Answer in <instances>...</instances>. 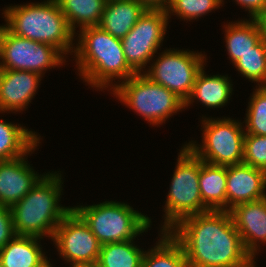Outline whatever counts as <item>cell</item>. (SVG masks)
Returning <instances> with one entry per match:
<instances>
[{
    "label": "cell",
    "instance_id": "20",
    "mask_svg": "<svg viewBox=\"0 0 266 267\" xmlns=\"http://www.w3.org/2000/svg\"><path fill=\"white\" fill-rule=\"evenodd\" d=\"M199 187L202 203L210 211H226L227 166L202 160Z\"/></svg>",
    "mask_w": 266,
    "mask_h": 267
},
{
    "label": "cell",
    "instance_id": "21",
    "mask_svg": "<svg viewBox=\"0 0 266 267\" xmlns=\"http://www.w3.org/2000/svg\"><path fill=\"white\" fill-rule=\"evenodd\" d=\"M40 137L21 125L0 121V161L20 158L34 151ZM38 143V144H37Z\"/></svg>",
    "mask_w": 266,
    "mask_h": 267
},
{
    "label": "cell",
    "instance_id": "28",
    "mask_svg": "<svg viewBox=\"0 0 266 267\" xmlns=\"http://www.w3.org/2000/svg\"><path fill=\"white\" fill-rule=\"evenodd\" d=\"M223 0H171L166 9L167 15H178L184 20H193L221 6Z\"/></svg>",
    "mask_w": 266,
    "mask_h": 267
},
{
    "label": "cell",
    "instance_id": "23",
    "mask_svg": "<svg viewBox=\"0 0 266 267\" xmlns=\"http://www.w3.org/2000/svg\"><path fill=\"white\" fill-rule=\"evenodd\" d=\"M225 33L226 48L233 64L261 41L254 19L229 23L225 26Z\"/></svg>",
    "mask_w": 266,
    "mask_h": 267
},
{
    "label": "cell",
    "instance_id": "32",
    "mask_svg": "<svg viewBox=\"0 0 266 267\" xmlns=\"http://www.w3.org/2000/svg\"><path fill=\"white\" fill-rule=\"evenodd\" d=\"M140 2L146 9H163L166 10L171 0H137Z\"/></svg>",
    "mask_w": 266,
    "mask_h": 267
},
{
    "label": "cell",
    "instance_id": "36",
    "mask_svg": "<svg viewBox=\"0 0 266 267\" xmlns=\"http://www.w3.org/2000/svg\"><path fill=\"white\" fill-rule=\"evenodd\" d=\"M106 2H111V1H118V0H105Z\"/></svg>",
    "mask_w": 266,
    "mask_h": 267
},
{
    "label": "cell",
    "instance_id": "2",
    "mask_svg": "<svg viewBox=\"0 0 266 267\" xmlns=\"http://www.w3.org/2000/svg\"><path fill=\"white\" fill-rule=\"evenodd\" d=\"M78 35L74 55L79 75L89 85L106 89L111 87V81L117 78L126 81L136 74L126 62L120 38L99 26L82 28Z\"/></svg>",
    "mask_w": 266,
    "mask_h": 267
},
{
    "label": "cell",
    "instance_id": "1",
    "mask_svg": "<svg viewBox=\"0 0 266 267\" xmlns=\"http://www.w3.org/2000/svg\"><path fill=\"white\" fill-rule=\"evenodd\" d=\"M169 233L181 244L188 267H255L230 211H208L181 219Z\"/></svg>",
    "mask_w": 266,
    "mask_h": 267
},
{
    "label": "cell",
    "instance_id": "30",
    "mask_svg": "<svg viewBox=\"0 0 266 267\" xmlns=\"http://www.w3.org/2000/svg\"><path fill=\"white\" fill-rule=\"evenodd\" d=\"M16 236L11 209L0 205V248Z\"/></svg>",
    "mask_w": 266,
    "mask_h": 267
},
{
    "label": "cell",
    "instance_id": "33",
    "mask_svg": "<svg viewBox=\"0 0 266 267\" xmlns=\"http://www.w3.org/2000/svg\"><path fill=\"white\" fill-rule=\"evenodd\" d=\"M254 20L260 32V40L262 44L266 47V14L256 16Z\"/></svg>",
    "mask_w": 266,
    "mask_h": 267
},
{
    "label": "cell",
    "instance_id": "9",
    "mask_svg": "<svg viewBox=\"0 0 266 267\" xmlns=\"http://www.w3.org/2000/svg\"><path fill=\"white\" fill-rule=\"evenodd\" d=\"M54 46L11 33L0 26V69L26 70L38 74L63 64L65 59ZM51 67V68H50Z\"/></svg>",
    "mask_w": 266,
    "mask_h": 267
},
{
    "label": "cell",
    "instance_id": "35",
    "mask_svg": "<svg viewBox=\"0 0 266 267\" xmlns=\"http://www.w3.org/2000/svg\"><path fill=\"white\" fill-rule=\"evenodd\" d=\"M41 267H52L50 261L48 260L46 263H44Z\"/></svg>",
    "mask_w": 266,
    "mask_h": 267
},
{
    "label": "cell",
    "instance_id": "4",
    "mask_svg": "<svg viewBox=\"0 0 266 267\" xmlns=\"http://www.w3.org/2000/svg\"><path fill=\"white\" fill-rule=\"evenodd\" d=\"M2 14L7 22L4 26L11 33L54 46L62 55L74 52L75 33L56 0L10 6Z\"/></svg>",
    "mask_w": 266,
    "mask_h": 267
},
{
    "label": "cell",
    "instance_id": "10",
    "mask_svg": "<svg viewBox=\"0 0 266 267\" xmlns=\"http://www.w3.org/2000/svg\"><path fill=\"white\" fill-rule=\"evenodd\" d=\"M159 56L151 68L142 73L186 102L193 90L197 74L205 67V55L187 50L168 49Z\"/></svg>",
    "mask_w": 266,
    "mask_h": 267
},
{
    "label": "cell",
    "instance_id": "31",
    "mask_svg": "<svg viewBox=\"0 0 266 267\" xmlns=\"http://www.w3.org/2000/svg\"><path fill=\"white\" fill-rule=\"evenodd\" d=\"M237 4H240L242 7L250 14V18L254 19L256 16L266 14V0H235Z\"/></svg>",
    "mask_w": 266,
    "mask_h": 267
},
{
    "label": "cell",
    "instance_id": "22",
    "mask_svg": "<svg viewBox=\"0 0 266 267\" xmlns=\"http://www.w3.org/2000/svg\"><path fill=\"white\" fill-rule=\"evenodd\" d=\"M161 232L157 245L145 251L141 267H188L181 244L169 231Z\"/></svg>",
    "mask_w": 266,
    "mask_h": 267
},
{
    "label": "cell",
    "instance_id": "24",
    "mask_svg": "<svg viewBox=\"0 0 266 267\" xmlns=\"http://www.w3.org/2000/svg\"><path fill=\"white\" fill-rule=\"evenodd\" d=\"M56 2L74 33L78 24L80 29L98 26L106 3L105 0H56Z\"/></svg>",
    "mask_w": 266,
    "mask_h": 267
},
{
    "label": "cell",
    "instance_id": "7",
    "mask_svg": "<svg viewBox=\"0 0 266 267\" xmlns=\"http://www.w3.org/2000/svg\"><path fill=\"white\" fill-rule=\"evenodd\" d=\"M112 86L113 94L121 102L152 125H161L173 113L185 109V102L181 98L142 73H136L128 80Z\"/></svg>",
    "mask_w": 266,
    "mask_h": 267
},
{
    "label": "cell",
    "instance_id": "5",
    "mask_svg": "<svg viewBox=\"0 0 266 267\" xmlns=\"http://www.w3.org/2000/svg\"><path fill=\"white\" fill-rule=\"evenodd\" d=\"M72 209L89 226L101 245L133 240L146 232L151 224L148 216L121 202L105 201Z\"/></svg>",
    "mask_w": 266,
    "mask_h": 267
},
{
    "label": "cell",
    "instance_id": "29",
    "mask_svg": "<svg viewBox=\"0 0 266 267\" xmlns=\"http://www.w3.org/2000/svg\"><path fill=\"white\" fill-rule=\"evenodd\" d=\"M243 163L266 171V136L245 133Z\"/></svg>",
    "mask_w": 266,
    "mask_h": 267
},
{
    "label": "cell",
    "instance_id": "17",
    "mask_svg": "<svg viewBox=\"0 0 266 267\" xmlns=\"http://www.w3.org/2000/svg\"><path fill=\"white\" fill-rule=\"evenodd\" d=\"M146 8L137 0L106 2L99 27L122 39L136 24Z\"/></svg>",
    "mask_w": 266,
    "mask_h": 267
},
{
    "label": "cell",
    "instance_id": "3",
    "mask_svg": "<svg viewBox=\"0 0 266 267\" xmlns=\"http://www.w3.org/2000/svg\"><path fill=\"white\" fill-rule=\"evenodd\" d=\"M46 173L11 209L16 235L53 237L55 229L72 207L59 203L62 189L60 173Z\"/></svg>",
    "mask_w": 266,
    "mask_h": 267
},
{
    "label": "cell",
    "instance_id": "14",
    "mask_svg": "<svg viewBox=\"0 0 266 267\" xmlns=\"http://www.w3.org/2000/svg\"><path fill=\"white\" fill-rule=\"evenodd\" d=\"M27 155L0 161V205L11 208L44 176L35 173L25 161Z\"/></svg>",
    "mask_w": 266,
    "mask_h": 267
},
{
    "label": "cell",
    "instance_id": "26",
    "mask_svg": "<svg viewBox=\"0 0 266 267\" xmlns=\"http://www.w3.org/2000/svg\"><path fill=\"white\" fill-rule=\"evenodd\" d=\"M234 66L246 79L258 82L259 86H266V47L261 41L242 55Z\"/></svg>",
    "mask_w": 266,
    "mask_h": 267
},
{
    "label": "cell",
    "instance_id": "16",
    "mask_svg": "<svg viewBox=\"0 0 266 267\" xmlns=\"http://www.w3.org/2000/svg\"><path fill=\"white\" fill-rule=\"evenodd\" d=\"M230 214L245 250L254 259L257 242L266 243V197L239 204L230 210Z\"/></svg>",
    "mask_w": 266,
    "mask_h": 267
},
{
    "label": "cell",
    "instance_id": "11",
    "mask_svg": "<svg viewBox=\"0 0 266 267\" xmlns=\"http://www.w3.org/2000/svg\"><path fill=\"white\" fill-rule=\"evenodd\" d=\"M169 17L166 10L146 9L135 26L121 39L128 65L141 73L160 48L167 31Z\"/></svg>",
    "mask_w": 266,
    "mask_h": 267
},
{
    "label": "cell",
    "instance_id": "12",
    "mask_svg": "<svg viewBox=\"0 0 266 267\" xmlns=\"http://www.w3.org/2000/svg\"><path fill=\"white\" fill-rule=\"evenodd\" d=\"M52 241L72 266L97 264L101 244L84 220L72 209L55 229Z\"/></svg>",
    "mask_w": 266,
    "mask_h": 267
},
{
    "label": "cell",
    "instance_id": "19",
    "mask_svg": "<svg viewBox=\"0 0 266 267\" xmlns=\"http://www.w3.org/2000/svg\"><path fill=\"white\" fill-rule=\"evenodd\" d=\"M203 69L204 67L196 76L193 90L185 102V107L194 102V99H198L208 108H219L226 105L233 90L229 77L219 74L209 76Z\"/></svg>",
    "mask_w": 266,
    "mask_h": 267
},
{
    "label": "cell",
    "instance_id": "15",
    "mask_svg": "<svg viewBox=\"0 0 266 267\" xmlns=\"http://www.w3.org/2000/svg\"><path fill=\"white\" fill-rule=\"evenodd\" d=\"M41 76L26 70L0 69V112L25 109L37 91Z\"/></svg>",
    "mask_w": 266,
    "mask_h": 267
},
{
    "label": "cell",
    "instance_id": "13",
    "mask_svg": "<svg viewBox=\"0 0 266 267\" xmlns=\"http://www.w3.org/2000/svg\"><path fill=\"white\" fill-rule=\"evenodd\" d=\"M265 188L266 171L244 163L227 166L226 211L265 198Z\"/></svg>",
    "mask_w": 266,
    "mask_h": 267
},
{
    "label": "cell",
    "instance_id": "18",
    "mask_svg": "<svg viewBox=\"0 0 266 267\" xmlns=\"http://www.w3.org/2000/svg\"><path fill=\"white\" fill-rule=\"evenodd\" d=\"M40 239L16 235L0 248V267H41L48 259L38 243Z\"/></svg>",
    "mask_w": 266,
    "mask_h": 267
},
{
    "label": "cell",
    "instance_id": "34",
    "mask_svg": "<svg viewBox=\"0 0 266 267\" xmlns=\"http://www.w3.org/2000/svg\"><path fill=\"white\" fill-rule=\"evenodd\" d=\"M71 267H98L97 264H91V265H76V266H71Z\"/></svg>",
    "mask_w": 266,
    "mask_h": 267
},
{
    "label": "cell",
    "instance_id": "27",
    "mask_svg": "<svg viewBox=\"0 0 266 267\" xmlns=\"http://www.w3.org/2000/svg\"><path fill=\"white\" fill-rule=\"evenodd\" d=\"M248 104L245 133L266 136V86L257 87Z\"/></svg>",
    "mask_w": 266,
    "mask_h": 267
},
{
    "label": "cell",
    "instance_id": "25",
    "mask_svg": "<svg viewBox=\"0 0 266 267\" xmlns=\"http://www.w3.org/2000/svg\"><path fill=\"white\" fill-rule=\"evenodd\" d=\"M133 240L101 245L98 267H141L144 255Z\"/></svg>",
    "mask_w": 266,
    "mask_h": 267
},
{
    "label": "cell",
    "instance_id": "8",
    "mask_svg": "<svg viewBox=\"0 0 266 267\" xmlns=\"http://www.w3.org/2000/svg\"><path fill=\"white\" fill-rule=\"evenodd\" d=\"M242 123L230 118L202 120L201 145L189 142L186 146L206 163L230 166L243 163L244 135Z\"/></svg>",
    "mask_w": 266,
    "mask_h": 267
},
{
    "label": "cell",
    "instance_id": "6",
    "mask_svg": "<svg viewBox=\"0 0 266 267\" xmlns=\"http://www.w3.org/2000/svg\"><path fill=\"white\" fill-rule=\"evenodd\" d=\"M202 160L186 145L180 150L167 195L162 231H169L181 219L210 211L200 195L199 173Z\"/></svg>",
    "mask_w": 266,
    "mask_h": 267
}]
</instances>
